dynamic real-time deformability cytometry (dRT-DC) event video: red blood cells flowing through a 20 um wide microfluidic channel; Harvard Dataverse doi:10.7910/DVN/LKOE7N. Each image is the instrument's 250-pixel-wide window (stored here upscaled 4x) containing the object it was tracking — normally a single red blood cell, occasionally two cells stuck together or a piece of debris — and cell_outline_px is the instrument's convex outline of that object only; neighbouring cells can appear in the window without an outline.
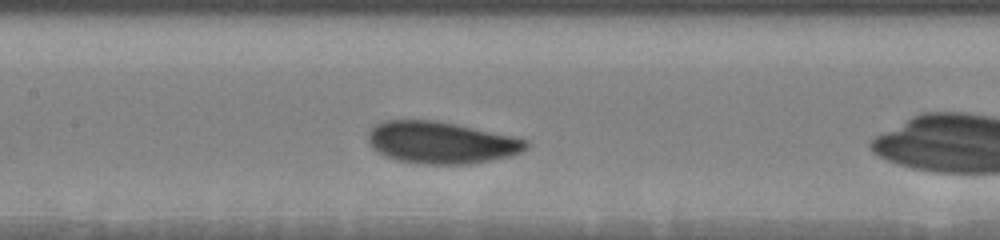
{"species": "human", "species_latin": "Homo sapiens", "temperature_condition": "warm", "stored_images_in_passage": 20, "camera_frame_rate_fps": 3000, "um_per_image_px": 0.085, "donor": {"sex": "male"}, "frame": {"image": 1, "passage_image": 8, "time_ms": 2.0, "image_size_px": [1000, 240], "cell_outline_px": [[528, 148], [512, 156], [472, 164], [420, 164], [396, 160], [384, 156], [372, 148], [368, 140], [368, 132], [376, 124], [384, 120], [436, 120], [512, 136], [528, 140]], "centroid_in_image_um": [37.48, 12.13], "position_along_channel_um": 169.9, "area_um2": 38.78}}
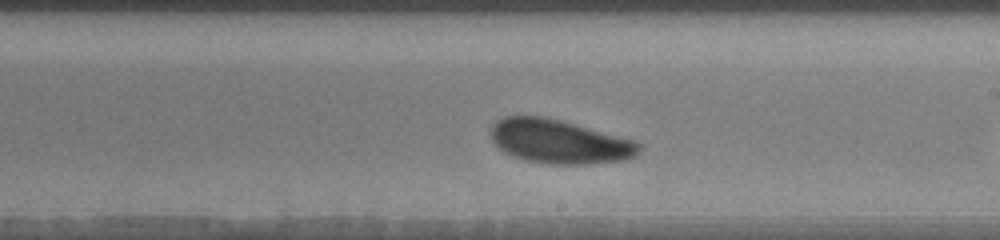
{"frame": {"image": 2, "passage_image": 15, "time_ms": 4.0, "image_size_px": [1000, 240], "cell_outline_px": [[640, 152], [636, 156], [628, 160], [588, 164], [548, 164], [528, 160], [512, 156], [504, 152], [492, 140], [492, 124], [496, 120], [504, 116], [544, 116], [560, 120], [636, 140], [640, 144]], "centroid_in_image_um": [47.58, 12.04], "position_along_channel_um": 241.4, "area_um2": 38.03}}
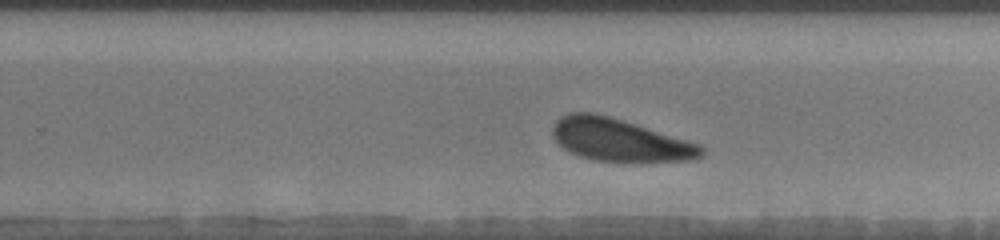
{"frame": {"image": 3, "passage_image": 18, "time_ms": 5.0, "image_size_px": [1000, 240], "cell_outline_px": [[704, 156], [692, 160], [640, 164], [624, 164], [592, 160], [568, 152], [556, 140], [552, 132], [552, 128], [556, 120], [560, 116], [568, 112], [592, 112], [624, 120], [688, 140], [700, 144], [704, 148]], "centroid_in_image_um": [52.72, 11.95], "position_along_channel_um": 277.1, "area_um2": 38.15}}